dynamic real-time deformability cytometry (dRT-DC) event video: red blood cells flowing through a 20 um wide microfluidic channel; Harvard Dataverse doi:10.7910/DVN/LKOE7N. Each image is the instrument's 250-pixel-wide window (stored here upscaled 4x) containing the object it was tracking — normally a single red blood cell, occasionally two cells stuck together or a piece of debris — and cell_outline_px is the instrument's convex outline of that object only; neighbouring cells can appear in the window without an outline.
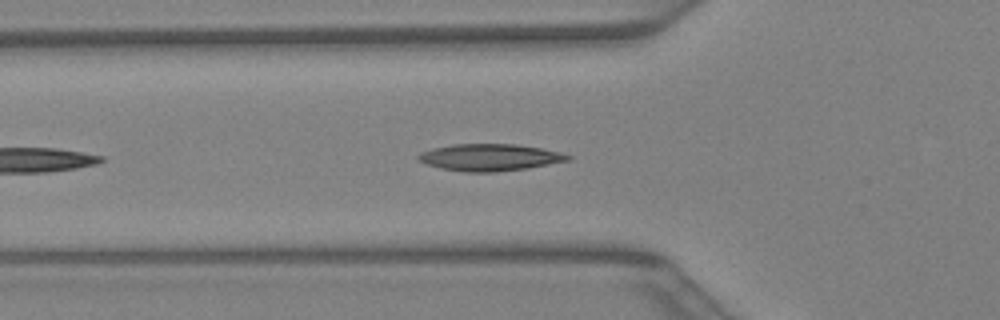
{"species": "Egyptian fruit bat (a non-hibernating species)", "species_latin": "Rousettus aegyptiacus", "temperature_condition": "warm", "stored_images_in_passage": 21, "camera_frame_rate_fps": 3000, "um_per_image_px": 0.085, "animal": {"sex": "female"}, "frame": {"image": 1, "passage_image": 4, "time_ms": 1.0, "image_size_px": [1000, 320], "cell_outline_px": [[572, 156], [568, 160], [528, 168], [496, 172], [464, 172], [440, 168], [428, 164], [420, 160], [416, 156], [432, 148], [452, 144], [516, 144], [540, 148], [560, 152]], "centroid_in_image_um": [41.63, 13.38], "position_along_channel_um": 84.2, "area_um2": 23.24}}